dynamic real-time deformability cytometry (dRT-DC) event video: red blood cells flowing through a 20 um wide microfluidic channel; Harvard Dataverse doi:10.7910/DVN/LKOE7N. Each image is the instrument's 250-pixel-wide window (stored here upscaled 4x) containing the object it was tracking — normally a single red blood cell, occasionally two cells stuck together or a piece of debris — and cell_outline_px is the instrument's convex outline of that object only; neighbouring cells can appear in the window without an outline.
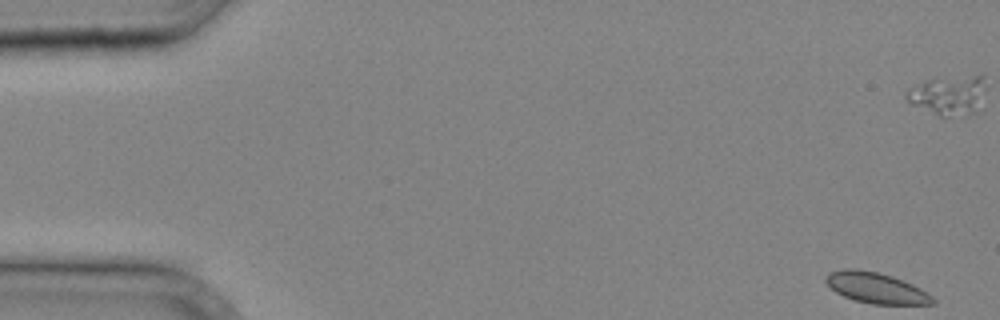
{"species": "common noctule bat (a hibernating species)", "species_latin": "Nyctalus noctula", "temperature_condition": "cold", "stored_images_in_passage": 10, "camera_frame_rate_fps": 3000, "um_per_image_px": 0.085, "animal": {"sex": "male", "body_mass_g": 20.4}, "frame": {"image": 1, "passage_image": 1, "time_ms": 0.0, "image_size_px": [1000, 320], "cell_outline_px": [[936, 304], [872, 304], [856, 300], [844, 296], [836, 292], [824, 280], [824, 276], [828, 272], [844, 268], [852, 268], [876, 272], [892, 276], [912, 284], [920, 288], [932, 296], [936, 300]], "centroid_in_image_um": [74.46, 24.46], "position_along_channel_um": 10.5, "area_um2": 19.07}}